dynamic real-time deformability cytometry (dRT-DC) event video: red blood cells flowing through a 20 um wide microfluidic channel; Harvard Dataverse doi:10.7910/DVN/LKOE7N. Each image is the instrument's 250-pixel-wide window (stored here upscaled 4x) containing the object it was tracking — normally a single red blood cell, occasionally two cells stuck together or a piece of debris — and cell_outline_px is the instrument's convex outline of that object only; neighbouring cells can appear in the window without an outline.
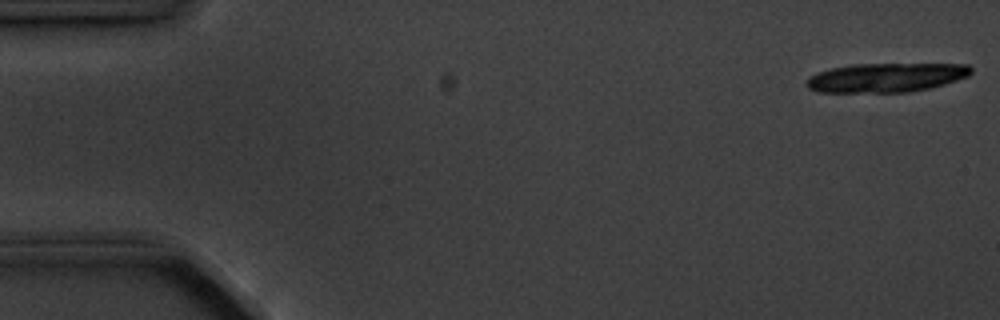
{"species": "common noctule bat (a hibernating species)", "species_latin": "Nyctalus noctula", "temperature_condition": "cold", "stored_images_in_passage": 6, "camera_frame_rate_fps": 3000, "um_per_image_px": 0.085, "animal": {"sex": "male", "body_mass_g": 20.1, "forearm_length_mm": 53.5}, "frame": {"image": 1, "passage_image": 1, "time_ms": 0.0, "image_size_px": [1000, 320], "cell_outline_px": [[972, 72], [968, 76], [932, 88], [912, 92], [820, 92], [808, 88], [804, 84], [808, 76], [816, 72], [832, 68], [856, 64], [968, 64], [972, 68]], "centroid_in_image_um": [75.31, 6.59], "position_along_channel_um": 9.7, "area_um2": 28.09}}